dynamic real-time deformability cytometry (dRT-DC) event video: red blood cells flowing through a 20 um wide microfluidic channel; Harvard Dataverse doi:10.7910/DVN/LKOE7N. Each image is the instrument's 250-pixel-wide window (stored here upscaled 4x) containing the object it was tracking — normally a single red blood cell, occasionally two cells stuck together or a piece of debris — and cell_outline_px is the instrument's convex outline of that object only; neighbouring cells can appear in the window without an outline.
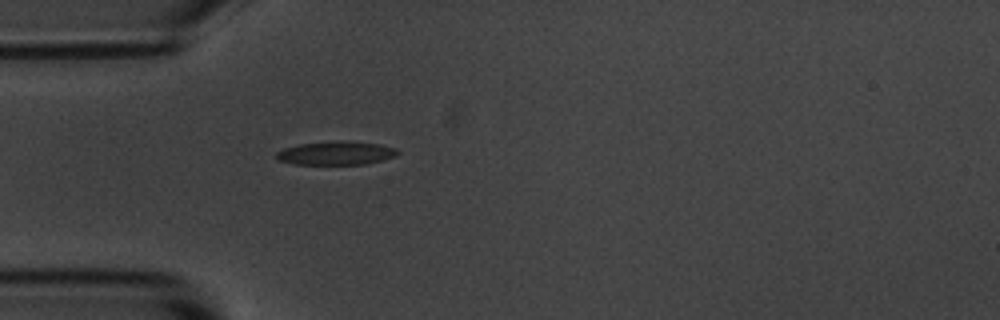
{"species": "common noctule bat (a hibernating species)", "species_latin": "Nyctalus noctula", "temperature_condition": "room temperature", "stored_images_in_passage": 40, "camera_frame_rate_fps": 3000, "um_per_image_px": 0.085, "animal": {"sex": "male", "body_mass_g": 20.1, "forearm_length_mm": 53.5}, "frame": {"image": 1, "passage_image": 1, "time_ms": 0.0, "image_size_px": [1000, 320], "cell_outline_px": [[400, 152], [392, 156], [380, 160], [364, 164], [292, 164], [276, 160], [276, 152], [284, 148], [300, 144], [340, 140], [348, 140], [380, 144], [396, 148]], "centroid_in_image_um": [28.52, 13.0], "position_along_channel_um": 56.5, "area_um2": 16.65}}
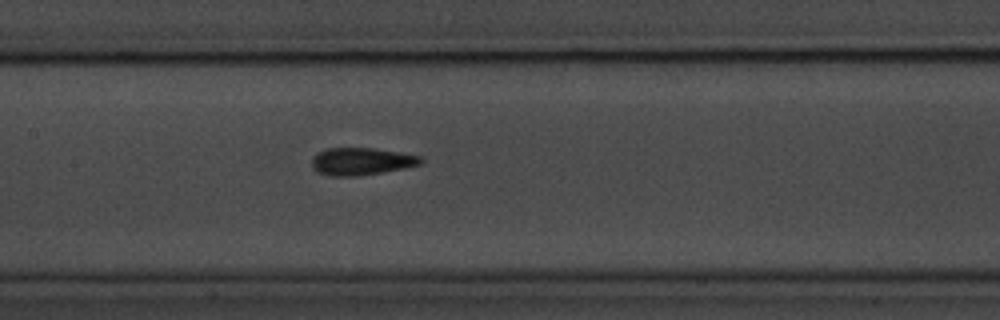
{"frame": {"image": 2, "passage_image": 11, "time_ms": 3.333, "image_size_px": [1000, 320], "cell_outline_px": [[424, 160], [420, 164], [404, 168], [356, 176], [332, 176], [320, 172], [312, 168], [312, 160], [316, 152], [328, 148], [372, 148], [400, 152], [420, 156]], "centroid_in_image_um": [30.7, 13.7], "position_along_channel_um": 176.7, "area_um2": 17.22}}
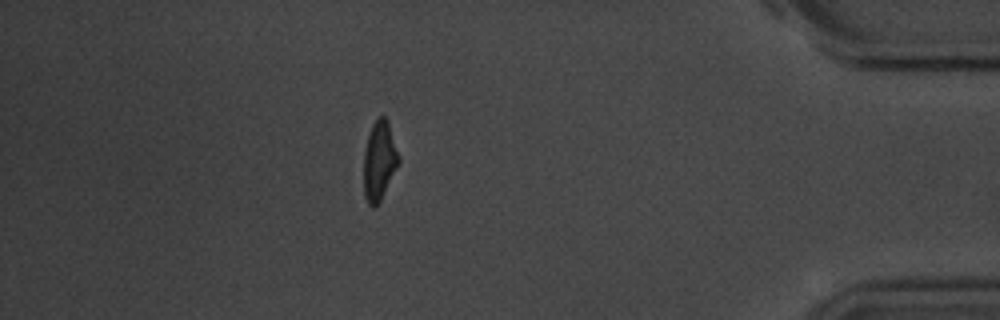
{"frame": {"image": 3, "passage_image": 33, "time_ms": 10.667, "image_size_px": [1000, 320], "cell_outline_px": [[400, 160], [380, 200], [372, 208], [368, 204], [364, 196], [364, 152], [368, 136], [372, 124], [376, 116], [384, 116], [388, 120], [400, 156]], "centroid_in_image_um": [32.24, 13.6], "position_along_channel_um": 403.0, "area_um2": 16.07}, "authors_computed_cell_mechanics": {"area_um2": 16.6175, "velocity_mm_per_s": 3.7005, "shape_relaxation_time_tau1_ms": 4.5748, "shape_relaxation_time_tau2_ms": 2.8073, "deformation_change_tau1": 0.1809, "deformation_change_tau2": 0.0911}}